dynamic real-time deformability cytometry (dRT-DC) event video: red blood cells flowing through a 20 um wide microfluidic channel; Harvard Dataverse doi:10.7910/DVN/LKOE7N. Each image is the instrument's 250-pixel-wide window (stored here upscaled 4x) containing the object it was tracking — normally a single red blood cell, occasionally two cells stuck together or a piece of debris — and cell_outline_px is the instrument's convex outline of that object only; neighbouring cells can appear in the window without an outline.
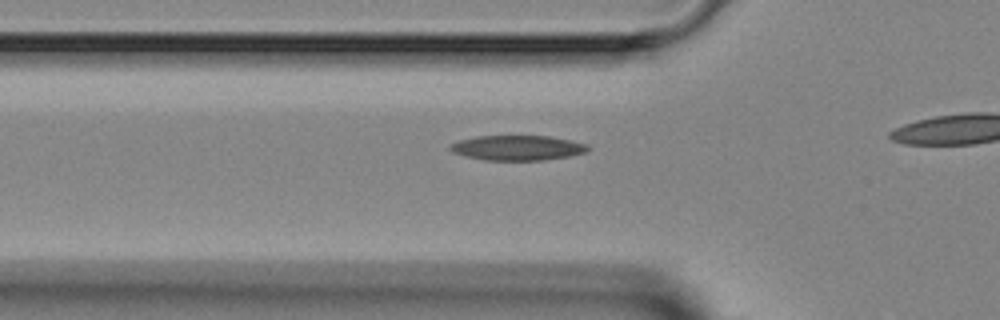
{"species": "Egyptian fruit bat (a non-hibernating species)", "species_latin": "Rousettus aegyptiacus", "temperature_condition": "room temperature", "stored_images_in_passage": 4, "camera_frame_rate_fps": 3000, "um_per_image_px": 0.085, "animal": {"sex": "female"}, "frame": {"image": 1, "passage_image": 2, "time_ms": 2.0, "image_size_px": [1000, 320], "cell_outline_px": [[592, 148], [588, 152], [568, 156], [544, 160], [484, 160], [452, 152], [448, 148], [452, 144], [460, 140], [476, 136], [548, 136], [588, 144]], "centroid_in_image_um": [44.03, 12.56], "position_along_channel_um": 81.8, "area_um2": 19.94}}
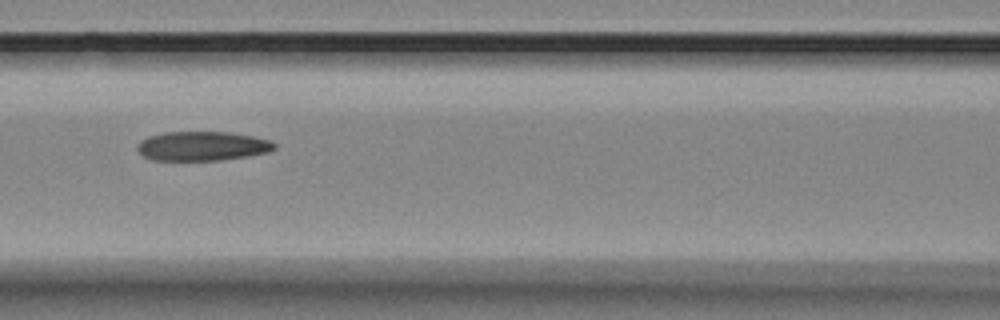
{"frame": {"image": 2, "passage_image": 4, "time_ms": 5.0, "image_size_px": [1000, 320], "cell_outline_px": [[276, 148], [268, 152], [248, 156], [220, 160], [152, 160], [144, 156], [136, 148], [140, 140], [148, 136], [164, 132], [228, 132], [252, 136], [272, 140], [276, 144]], "centroid_in_image_um": [17.2, 12.41], "position_along_channel_um": 149.4, "area_um2": 23.47}}